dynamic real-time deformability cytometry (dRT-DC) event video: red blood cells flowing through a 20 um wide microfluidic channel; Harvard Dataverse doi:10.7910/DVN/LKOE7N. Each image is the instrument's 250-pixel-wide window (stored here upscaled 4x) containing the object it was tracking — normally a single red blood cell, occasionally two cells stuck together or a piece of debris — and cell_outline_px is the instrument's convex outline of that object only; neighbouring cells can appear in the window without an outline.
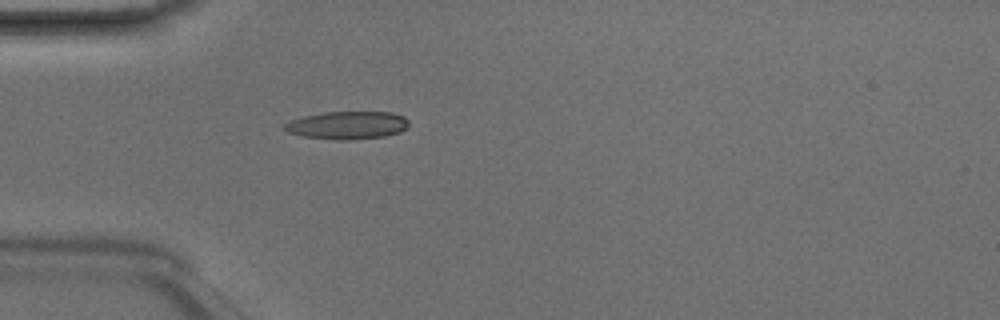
{"species": "Egyptian fruit bat (a non-hibernating species)", "species_latin": "Rousettus aegyptiacus", "temperature_condition": "room temperature", "stored_images_in_passage": 3, "camera_frame_rate_fps": 3000, "um_per_image_px": 0.085, "animal": {"sex": "male"}, "frame": {"image": 1, "passage_image": 3, "time_ms": 0.667, "image_size_px": [1000, 320], "cell_outline_px": [[408, 124], [400, 132], [384, 136], [344, 140], [340, 140], [304, 136], [288, 132], [284, 128], [284, 124], [292, 120], [304, 116], [324, 112], [392, 112], [404, 116], [408, 120]], "centroid_in_image_um": [29.54, 10.63], "position_along_channel_um": 55.5, "area_um2": 19.88}}